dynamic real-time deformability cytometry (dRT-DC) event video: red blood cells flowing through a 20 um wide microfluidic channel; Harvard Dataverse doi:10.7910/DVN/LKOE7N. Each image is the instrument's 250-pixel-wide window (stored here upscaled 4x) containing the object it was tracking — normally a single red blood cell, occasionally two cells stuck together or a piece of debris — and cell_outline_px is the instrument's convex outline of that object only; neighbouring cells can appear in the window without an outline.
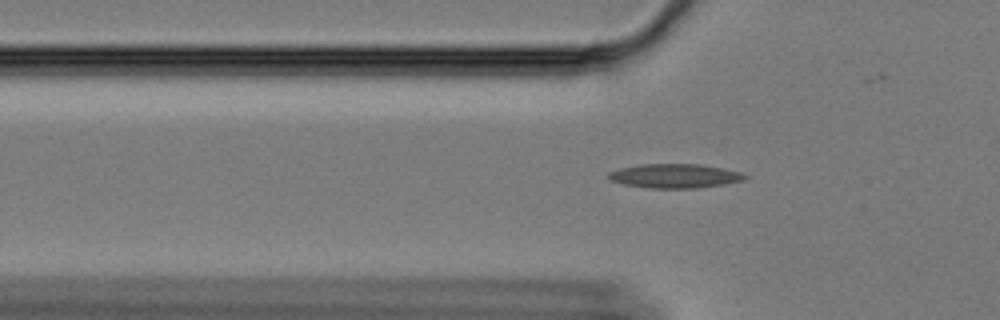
{"species": "Egyptian fruit bat (a non-hibernating species)", "species_latin": "Rousettus aegyptiacus", "temperature_condition": "cold", "stored_images_in_passage": 42, "camera_frame_rate_fps": 3000, "um_per_image_px": 0.085, "animal": {"sex": "female"}, "frame": {"image": 1, "passage_image": 7, "time_ms": 2.0, "image_size_px": [1000, 320], "cell_outline_px": [[748, 176], [744, 180], [696, 188], [648, 188], [624, 184], [608, 180], [608, 172], [620, 168], [640, 164], [700, 164], [740, 172]], "centroid_in_image_um": [57.29, 14.95], "position_along_channel_um": 68.5, "area_um2": 19.02}}
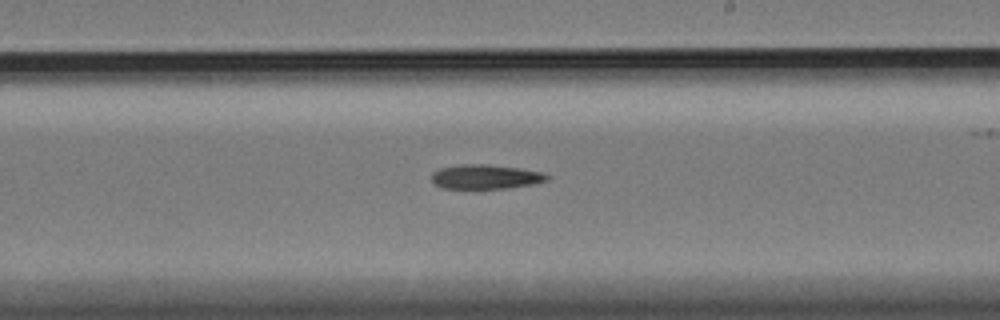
{"frame": {"image": 2, "passage_image": 23, "time_ms": 7.333, "image_size_px": [1000, 320], "cell_outline_px": [[548, 180], [536, 184], [504, 188], [444, 188], [436, 184], [432, 180], [432, 172], [440, 168], [464, 164], [484, 164], [516, 168], [544, 172], [548, 176]], "centroid_in_image_um": [41.29, 15.02], "position_along_channel_um": 247.7, "area_um2": 16.18}}
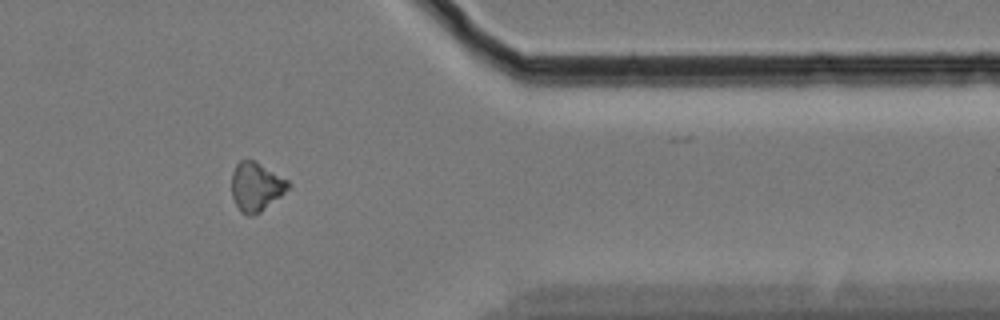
{"frame": {"image": 3, "passage_image": 37, "time_ms": 12.0, "image_size_px": [1000, 320], "cell_outline_px": [[292, 184], [280, 196], [260, 212], [252, 216], [248, 216], [240, 212], [232, 196], [232, 172], [236, 164], [240, 160], [256, 160], [288, 180]], "centroid_in_image_um": [21.76, 15.86], "position_along_channel_um": 389.6, "area_um2": 16.13}}